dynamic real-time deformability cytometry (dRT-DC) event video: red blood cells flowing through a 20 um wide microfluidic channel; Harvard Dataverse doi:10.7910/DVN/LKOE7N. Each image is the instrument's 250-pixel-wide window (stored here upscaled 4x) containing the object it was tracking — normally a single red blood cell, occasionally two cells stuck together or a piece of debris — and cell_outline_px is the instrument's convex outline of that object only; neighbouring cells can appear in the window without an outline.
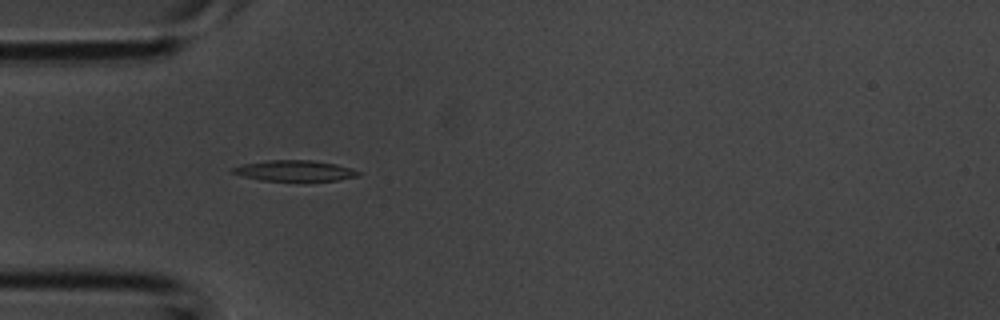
{"species": "common noctule bat (a hibernating species)", "species_latin": "Nyctalus noctula", "temperature_condition": "room temperature", "stored_images_in_passage": 36, "camera_frame_rate_fps": 3000, "um_per_image_px": 0.085, "animal": {"sex": "male", "body_mass_g": 20.1, "forearm_length_mm": 53.5}, "frame": {"image": 1, "passage_image": 9, "time_ms": 2.667, "image_size_px": [1000, 320], "cell_outline_px": [[364, 172], [360, 176], [336, 180], [260, 180], [228, 172], [232, 168], [244, 164], [268, 160], [312, 160], [336, 164], [352, 168]], "centroid_in_image_um": [25.09, 14.5], "position_along_channel_um": 59.9, "area_um2": 15.14}}
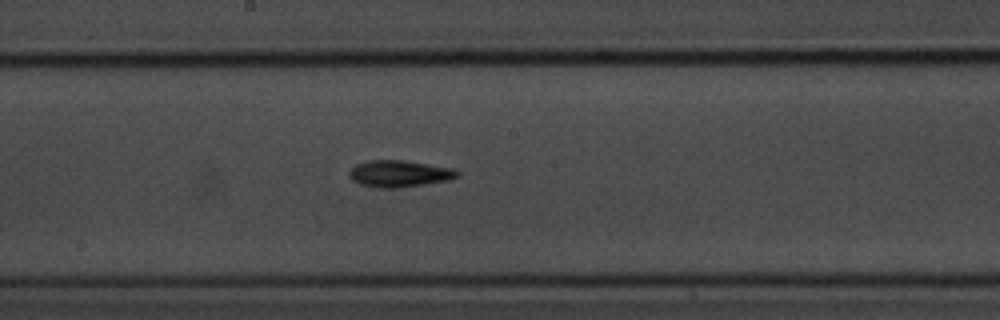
{"frame": {"image": 2, "passage_image": 18, "time_ms": 5.667, "image_size_px": [1000, 320], "cell_outline_px": [[460, 172], [456, 176], [448, 180], [424, 184], [392, 188], [380, 188], [360, 184], [352, 180], [348, 176], [348, 172], [356, 164], [368, 160], [404, 160], [452, 168]], "centroid_in_image_um": [33.89, 14.75], "position_along_channel_um": 214.3, "area_um2": 16.65}}
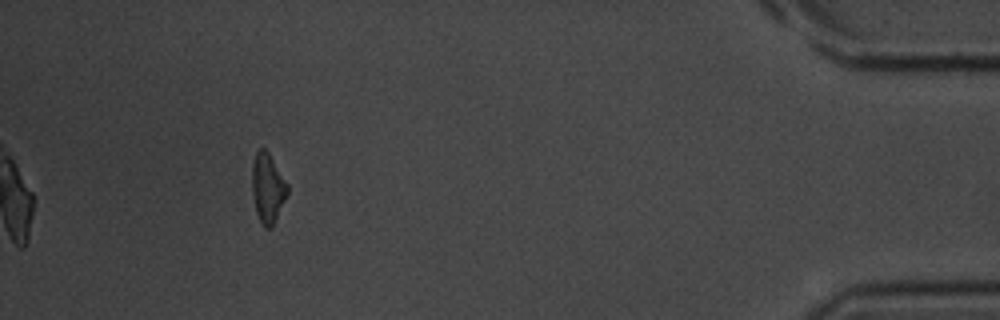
{"frame": {"image": 3, "passage_image": 33, "time_ms": 10.667, "image_size_px": [1000, 320], "cell_outline_px": [[288, 192], [272, 228], [264, 228], [260, 224], [256, 212], [252, 192], [252, 160], [256, 152], [260, 148], [264, 148], [268, 152], [288, 184]], "centroid_in_image_um": [22.74, 16.0], "position_along_channel_um": 412.5, "area_um2": 14.39}}